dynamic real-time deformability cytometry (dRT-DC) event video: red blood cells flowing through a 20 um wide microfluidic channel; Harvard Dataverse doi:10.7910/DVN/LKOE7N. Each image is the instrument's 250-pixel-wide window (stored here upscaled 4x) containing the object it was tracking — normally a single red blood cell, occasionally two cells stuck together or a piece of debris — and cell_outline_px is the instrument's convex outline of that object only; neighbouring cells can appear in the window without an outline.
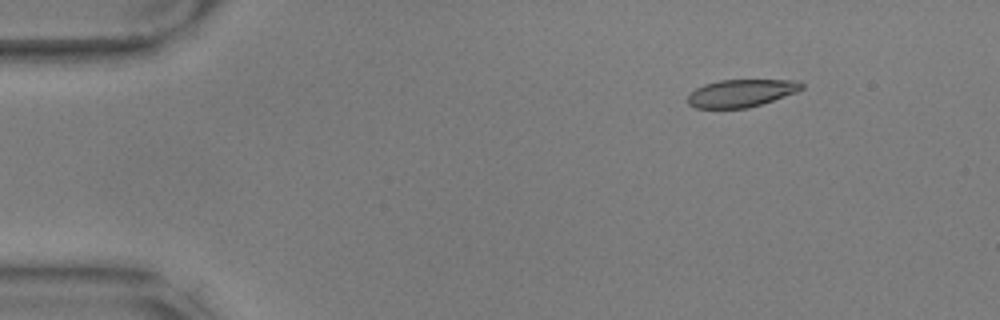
{"species": "common noctule bat (a hibernating species)", "species_latin": "Nyctalus noctula", "temperature_condition": "warm", "stored_images_in_passage": 51, "camera_frame_rate_fps": 3000, "um_per_image_px": 0.085, "animal": {"sex": "male", "body_mass_g": 17.9, "forearm_length_mm": 54.2}, "frame": {"image": 1, "passage_image": 1, "time_ms": 0.0, "image_size_px": [1000, 320], "cell_outline_px": [[804, 88], [796, 92], [748, 108], [696, 108], [688, 104], [688, 96], [696, 88], [704, 84], [720, 80], [800, 80], [804, 84]], "centroid_in_image_um": [63.01, 7.91], "position_along_channel_um": 22.0, "area_um2": 18.21}}
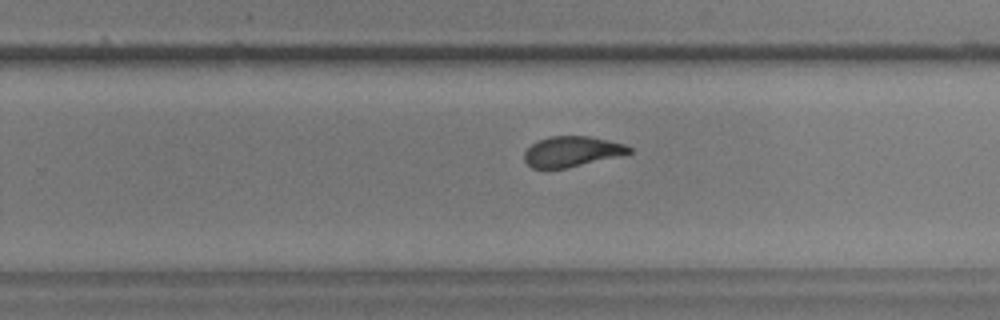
{"frame": {"image": 2, "passage_image": 30, "time_ms": 9.667, "image_size_px": [1000, 320], "cell_outline_px": [[632, 152], [568, 168], [532, 168], [524, 160], [524, 152], [532, 144], [548, 136], [588, 136], [608, 140], [624, 144], [632, 148]], "centroid_in_image_um": [48.58, 12.87], "position_along_channel_um": 281.2, "area_um2": 18.32}}
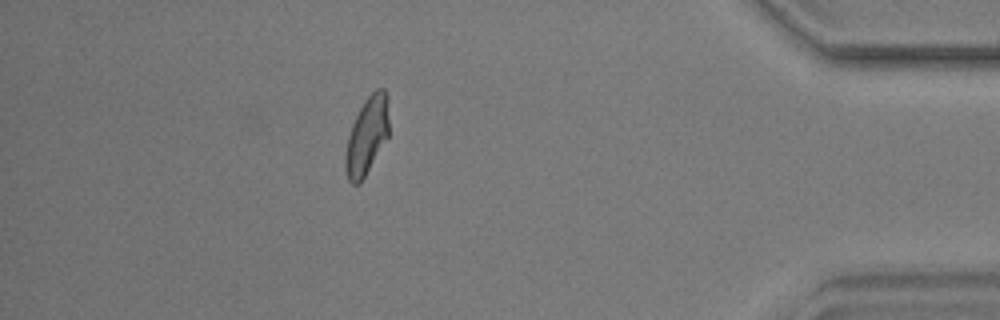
{"frame": {"image": 3, "passage_image": 44, "time_ms": 14.333, "image_size_px": [1000, 320], "cell_outline_px": [[388, 136], [360, 184], [352, 184], [348, 180], [344, 168], [344, 156], [348, 136], [352, 124], [364, 100], [376, 88], [384, 88], [388, 120]], "centroid_in_image_um": [31.14, 11.59], "position_along_channel_um": 404.1, "area_um2": 19.36}}